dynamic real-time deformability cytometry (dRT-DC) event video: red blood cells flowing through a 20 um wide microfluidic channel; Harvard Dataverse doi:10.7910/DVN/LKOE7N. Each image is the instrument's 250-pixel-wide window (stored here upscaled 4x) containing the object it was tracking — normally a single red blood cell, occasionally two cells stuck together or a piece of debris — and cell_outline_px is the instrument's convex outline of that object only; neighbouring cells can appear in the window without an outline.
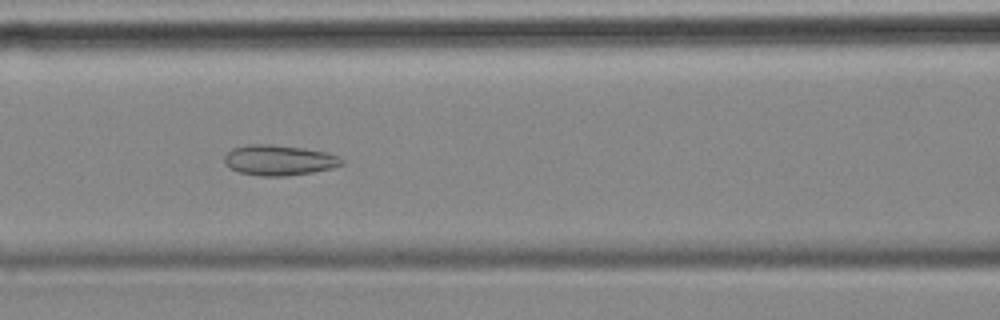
{"species": "common noctule bat (a hibernating species)", "species_latin": "Nyctalus noctula", "temperature_condition": "cold", "stored_images_in_passage": 43, "camera_frame_rate_fps": 3000, "um_per_image_px": 0.085, "animal": {"sex": "female", "body_mass_g": 18.4}, "frame": {"image": 1, "passage_image": 11, "time_ms": 3.333, "image_size_px": [1000, 320], "cell_outline_px": [[344, 164], [332, 168], [312, 172], [288, 176], [260, 176], [240, 172], [224, 164], [224, 156], [232, 148], [252, 144], [272, 144], [304, 148], [324, 152], [340, 156], [344, 160]], "centroid_in_image_um": [23.73, 13.61], "position_along_channel_um": 142.9, "area_um2": 20.81}}
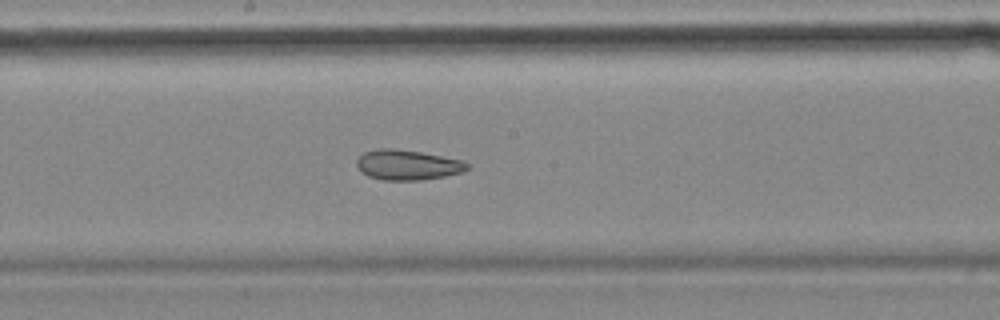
{"frame": {"image": 2, "passage_image": 17, "time_ms": 5.333, "image_size_px": [1000, 320], "cell_outline_px": [[468, 168], [464, 172], [444, 176], [420, 180], [384, 180], [368, 176], [360, 172], [356, 164], [356, 160], [364, 152], [380, 148], [396, 148], [420, 152], [464, 160], [468, 164]], "centroid_in_image_um": [34.63, 14.01], "position_along_channel_um": 213.6, "area_um2": 19.48}}
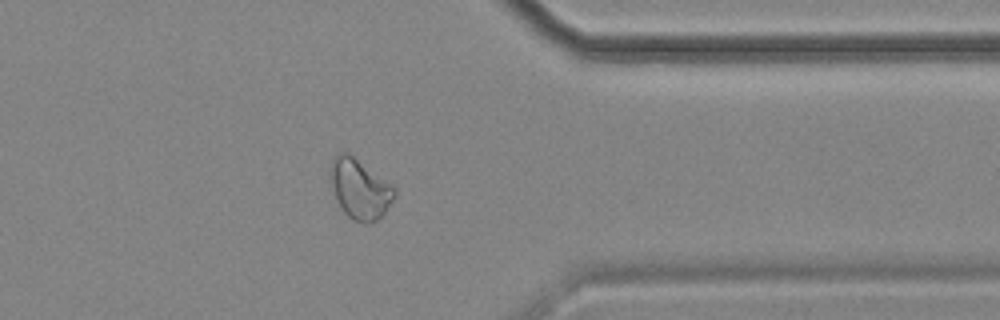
{"frame": {"image": 3, "passage_image": 32, "time_ms": 10.333, "image_size_px": [1000, 320], "cell_outline_px": [[396, 192], [392, 200], [384, 212], [372, 224], [364, 224], [348, 216], [344, 212], [336, 196], [328, 176], [328, 172], [332, 160], [340, 152], [348, 152], [392, 184], [396, 188]], "centroid_in_image_um": [30.57, 16.04], "position_along_channel_um": 380.8, "area_um2": 22.2}, "authors_computed_cell_mechanics": {"area_um2": 20.808, "velocity_mm_per_s": 3.5507, "shape_relaxation_time_tau1_ms": null, "shape_relaxation_time_tau2_ms": 3.0603, "deformation_change_tau1": null, "deformation_change_tau2": 0.097}}